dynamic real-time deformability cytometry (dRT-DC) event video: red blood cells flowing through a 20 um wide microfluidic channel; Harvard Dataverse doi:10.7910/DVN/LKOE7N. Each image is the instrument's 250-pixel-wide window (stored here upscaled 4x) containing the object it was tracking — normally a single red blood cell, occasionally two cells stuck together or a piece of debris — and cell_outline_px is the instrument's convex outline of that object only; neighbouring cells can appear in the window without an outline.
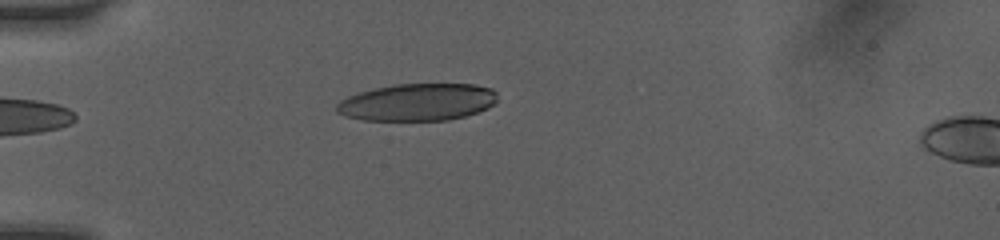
{"species": "human", "species_latin": "Homo sapiens", "temperature_condition": "room temperature", "stored_images_in_passage": 6, "camera_frame_rate_fps": 3000, "um_per_image_px": 0.085, "donor": {"sex": "female"}, "frame": {"image": 1, "passage_image": 6, "time_ms": 4.667, "image_size_px": [1000, 240], "cell_outline_px": [[496, 104], [488, 108], [464, 116], [448, 120], [364, 120], [344, 116], [336, 112], [336, 104], [340, 100], [348, 96], [360, 92], [392, 84], [476, 84], [492, 88], [496, 92]], "centroid_in_image_um": [35.49, 8.68], "position_along_channel_um": 49.5, "area_um2": 35.03}}